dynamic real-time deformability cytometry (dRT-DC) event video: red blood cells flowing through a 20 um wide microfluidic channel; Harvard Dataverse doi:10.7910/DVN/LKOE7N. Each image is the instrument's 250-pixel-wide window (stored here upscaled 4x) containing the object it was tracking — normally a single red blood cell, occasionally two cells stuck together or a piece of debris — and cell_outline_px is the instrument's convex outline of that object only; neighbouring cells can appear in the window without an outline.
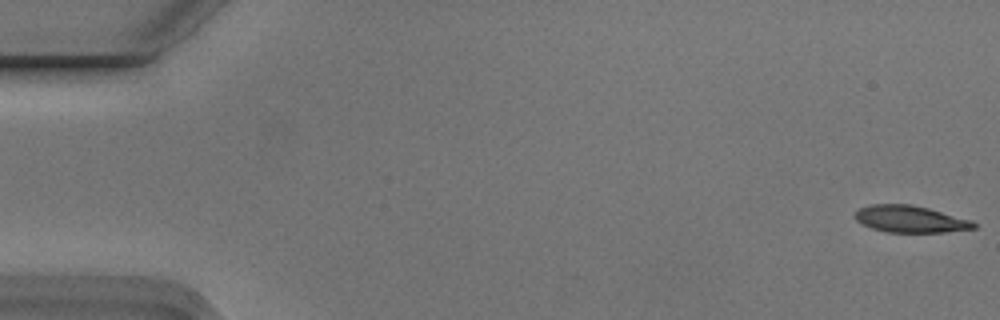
{"species": "Egyptian fruit bat (a non-hibernating species)", "species_latin": "Rousettus aegyptiacus", "temperature_condition": "cold", "stored_images_in_passage": 6, "camera_frame_rate_fps": 3000, "um_per_image_px": 0.085, "animal": {"sex": "male"}, "frame": {"image": 1, "passage_image": 1, "time_ms": 0.0, "image_size_px": [1000, 320], "cell_outline_px": [[976, 228], [944, 232], [888, 232], [872, 228], [856, 220], [852, 216], [860, 208], [872, 204], [912, 204], [928, 208], [972, 220], [976, 224]], "centroid_in_image_um": [77.37, 18.61], "position_along_channel_um": 7.6, "area_um2": 18.5}}
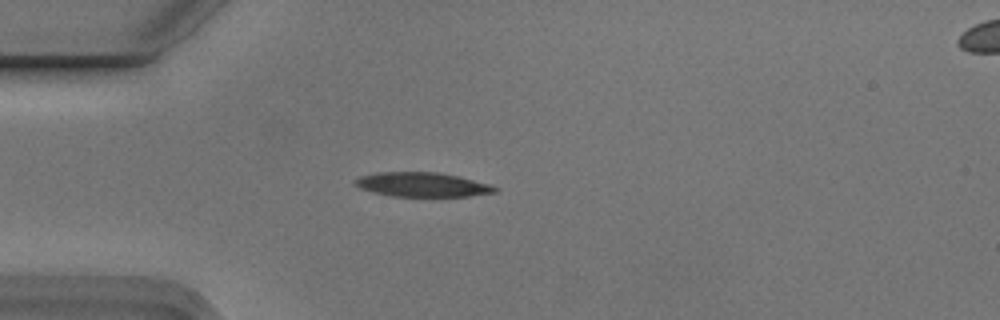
{"frame": {"image": 2, "passage_image": 5, "time_ms": 1.333, "image_size_px": [1000, 320], "cell_outline_px": [[500, 188], [496, 192], [468, 196], [392, 196], [372, 192], [360, 188], [352, 184], [352, 180], [360, 176], [376, 172], [436, 172], [460, 176], [488, 184]], "centroid_in_image_um": [35.84, 15.68], "position_along_channel_um": 49.2, "area_um2": 19.94}}